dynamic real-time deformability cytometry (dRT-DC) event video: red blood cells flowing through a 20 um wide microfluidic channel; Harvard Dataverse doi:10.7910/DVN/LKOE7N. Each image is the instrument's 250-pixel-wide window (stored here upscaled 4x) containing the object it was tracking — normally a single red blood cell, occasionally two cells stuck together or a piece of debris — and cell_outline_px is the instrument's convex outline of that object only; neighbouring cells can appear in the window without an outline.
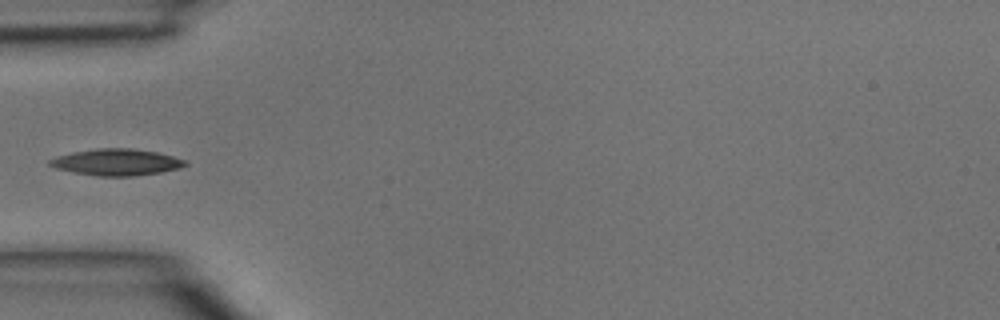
{"species": "common noctule bat (a hibernating species)", "species_latin": "Nyctalus noctula", "temperature_condition": "room temperature", "stored_images_in_passage": 3, "camera_frame_rate_fps": 3000, "um_per_image_px": 0.085, "animal": {"sex": "male", "body_mass_g": 15.6}, "frame": {"image": 1, "passage_image": 3, "time_ms": 0.667, "image_size_px": [1000, 320], "cell_outline_px": [[188, 164], [180, 168], [160, 172], [136, 176], [96, 176], [72, 172], [56, 168], [48, 164], [48, 160], [56, 156], [72, 152], [96, 148], [132, 148], [156, 152], [188, 160]], "centroid_in_image_um": [9.9, 13.78], "position_along_channel_um": 75.1, "area_um2": 21.1}}